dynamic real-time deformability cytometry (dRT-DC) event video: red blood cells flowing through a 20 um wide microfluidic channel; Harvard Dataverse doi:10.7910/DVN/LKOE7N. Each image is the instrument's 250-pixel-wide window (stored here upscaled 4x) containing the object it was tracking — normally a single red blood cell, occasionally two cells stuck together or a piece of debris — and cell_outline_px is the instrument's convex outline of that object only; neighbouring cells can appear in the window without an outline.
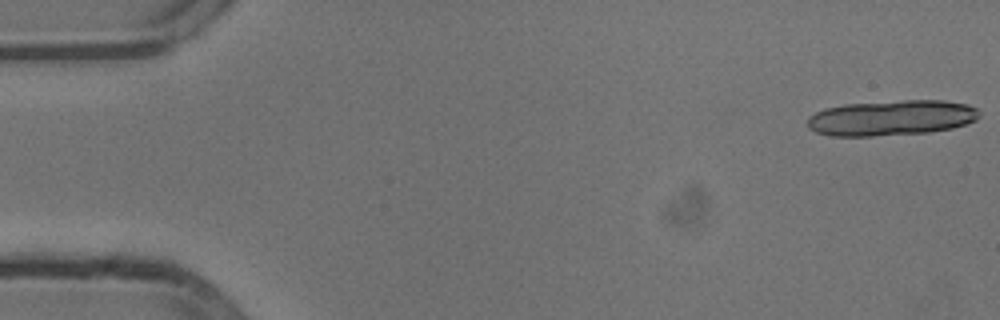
{"species": "common noctule bat (a hibernating species)", "species_latin": "Nyctalus noctula", "temperature_condition": "cold", "stored_images_in_passage": 20, "camera_frame_rate_fps": 3000, "um_per_image_px": 0.085, "animal": {"sex": "male", "body_mass_g": 13.3}, "frame": {"image": 1, "passage_image": 1, "time_ms": 0.0, "image_size_px": [1000, 320], "cell_outline_px": [[980, 116], [976, 120], [952, 128], [928, 132], [872, 136], [832, 136], [816, 132], [808, 128], [808, 116], [824, 108], [844, 104], [904, 100], [944, 100], [968, 104], [976, 108], [980, 112]], "centroid_in_image_um": [75.76, 10.01], "position_along_channel_um": 9.2, "area_um2": 35.6}}